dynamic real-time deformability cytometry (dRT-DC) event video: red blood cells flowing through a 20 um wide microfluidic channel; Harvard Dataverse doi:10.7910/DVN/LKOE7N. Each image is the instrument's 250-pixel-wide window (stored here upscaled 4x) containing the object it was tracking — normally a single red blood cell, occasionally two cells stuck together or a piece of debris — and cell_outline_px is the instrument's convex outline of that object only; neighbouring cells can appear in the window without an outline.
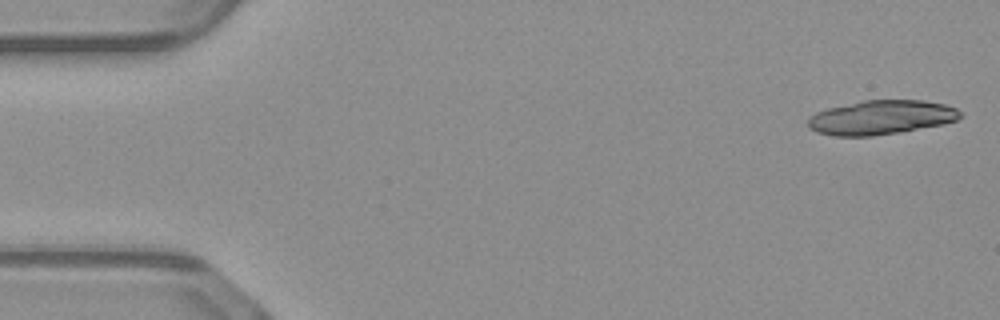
{"species": "common noctule bat (a hibernating species)", "species_latin": "Nyctalus noctula", "temperature_condition": "warm", "stored_images_in_passage": 17, "camera_frame_rate_fps": 3000, "um_per_image_px": 0.085, "animal": {"sex": "male", "body_mass_g": 23.1, "forearm_length_mm": 52.7}, "frame": {"image": 1, "passage_image": 1, "time_ms": 0.0, "image_size_px": [1000, 320], "cell_outline_px": [[964, 116], [956, 120], [944, 124], [900, 132], [872, 136], [836, 136], [816, 132], [808, 128], [808, 116], [816, 112], [828, 108], [860, 100], [924, 100], [944, 104], [956, 108]], "centroid_in_image_um": [74.88, 9.98], "position_along_channel_um": 10.1, "area_um2": 30.63}}